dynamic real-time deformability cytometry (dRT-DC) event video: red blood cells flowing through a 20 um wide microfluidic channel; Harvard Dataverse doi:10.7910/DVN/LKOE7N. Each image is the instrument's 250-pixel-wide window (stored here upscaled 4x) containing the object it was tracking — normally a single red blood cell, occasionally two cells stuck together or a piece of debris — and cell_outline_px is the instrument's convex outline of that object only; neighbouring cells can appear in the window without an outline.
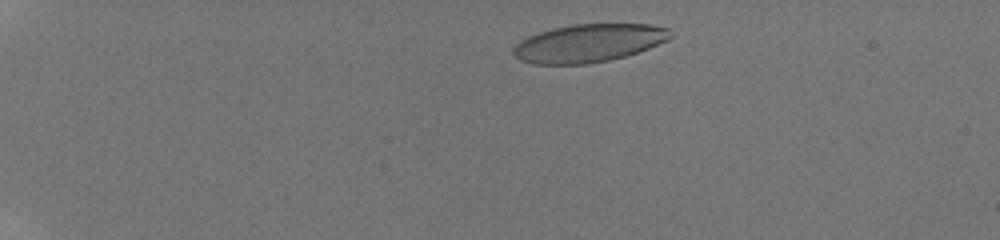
{"species": "human", "species_latin": "Homo sapiens", "temperature_condition": "room temperature", "stored_images_in_passage": 47, "camera_frame_rate_fps": 3000, "um_per_image_px": 0.085, "donor": {"sex": "male"}, "frame": {"image": 1, "passage_image": 5, "time_ms": 1.333, "image_size_px": [1000, 240], "cell_outline_px": [[676, 36], [668, 40], [648, 48], [624, 56], [608, 60], [584, 64], [532, 64], [520, 60], [512, 52], [512, 48], [520, 40], [528, 36], [552, 28], [572, 24], [648, 24], [672, 28]], "centroid_in_image_um": [50.07, 3.65], "position_along_channel_um": 34.9, "area_um2": 35.03}}
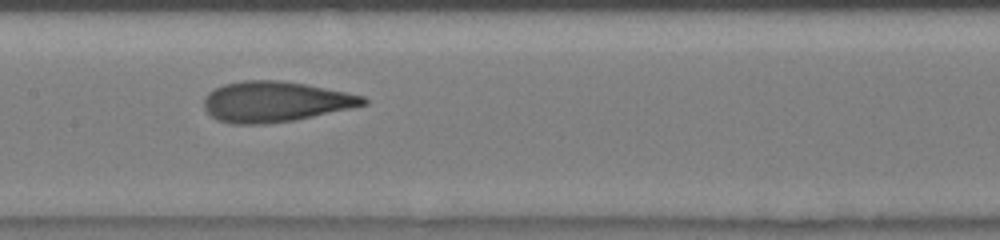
{"frame": {"image": 2, "passage_image": 24, "time_ms": 7.667, "image_size_px": [1000, 240], "cell_outline_px": [[368, 104], [352, 108], [292, 120], [264, 124], [232, 124], [216, 120], [204, 108], [204, 96], [208, 92], [224, 84], [244, 80], [280, 80], [304, 84], [364, 96], [368, 100]], "centroid_in_image_um": [23.36, 8.64], "position_along_channel_um": 184.0, "area_um2": 37.4}}
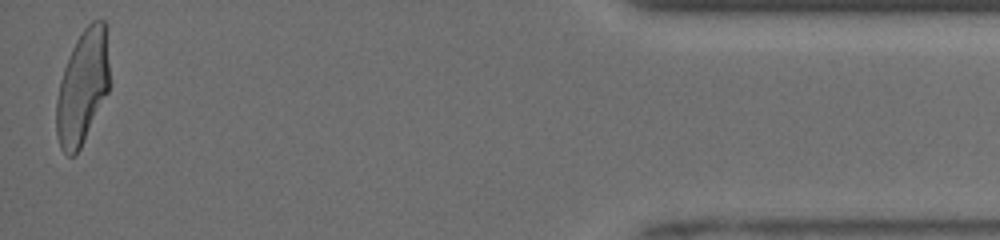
{"frame": {"image": 3, "passage_image": 47, "time_ms": 15.333, "image_size_px": [1000, 240], "cell_outline_px": [[108, 92], [80, 148], [72, 156], [68, 156], [60, 148], [56, 132], [56, 100], [60, 80], [68, 56], [76, 40], [84, 28], [92, 20], [104, 20], [108, 24]], "centroid_in_image_um": [7.02, 7.35], "position_along_channel_um": 428.2, "area_um2": 35.37}, "authors_computed_cell_mechanics": {"area_um2": 36.8764, "velocity_mm_per_s": 3.9738, "shape_relaxation_time_tau1_ms": 4.9854, "shape_relaxation_time_tau2_ms": 1.1104, "deformation_change_tau1": 0.2074, "deformation_change_tau2": 0.0936}}